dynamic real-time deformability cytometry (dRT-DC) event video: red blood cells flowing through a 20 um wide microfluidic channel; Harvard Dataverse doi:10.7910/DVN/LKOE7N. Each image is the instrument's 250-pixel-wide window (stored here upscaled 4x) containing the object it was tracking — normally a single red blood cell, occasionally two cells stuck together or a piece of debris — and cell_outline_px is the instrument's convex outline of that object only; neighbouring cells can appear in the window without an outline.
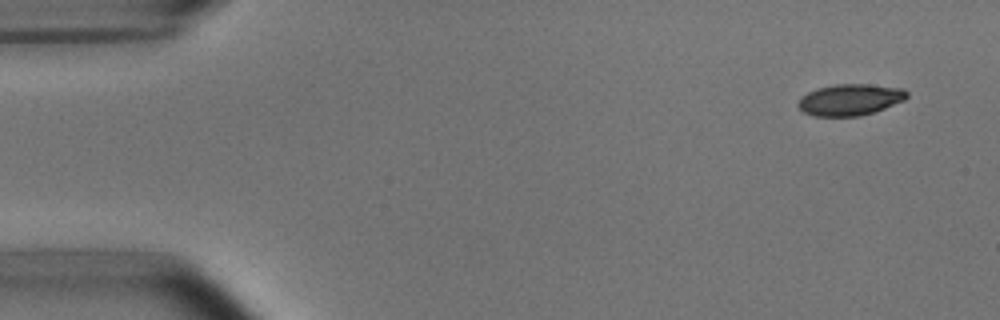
{"species": "common noctule bat (a hibernating species)", "species_latin": "Nyctalus noctula", "temperature_condition": "room temperature", "stored_images_in_passage": 50, "camera_frame_rate_fps": 3000, "um_per_image_px": 0.085, "animal": {"sex": "male", "body_mass_g": 15.6}, "frame": {"image": 1, "passage_image": 1, "time_ms": 0.0, "image_size_px": [1000, 320], "cell_outline_px": [[908, 96], [904, 100], [884, 108], [860, 116], [812, 116], [804, 112], [796, 104], [800, 96], [816, 88], [832, 84], [868, 84], [904, 88], [908, 92]], "centroid_in_image_um": [72.22, 8.46], "position_along_channel_um": 12.8, "area_um2": 20.06}}
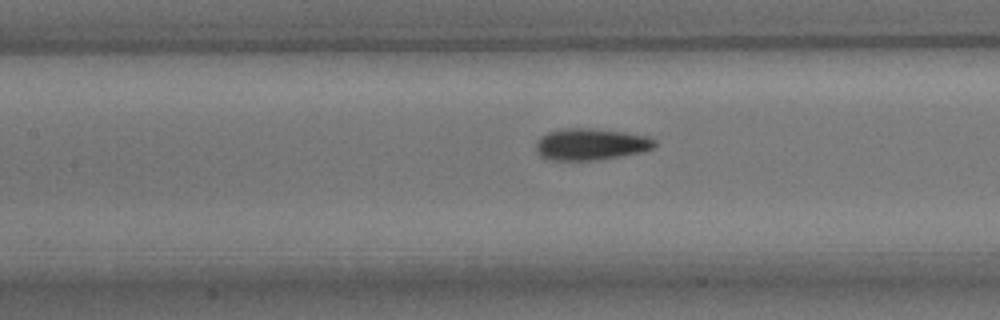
{"frame": {"image": 2, "passage_image": 21, "time_ms": 6.667, "image_size_px": [1000, 320], "cell_outline_px": [[656, 144], [652, 148], [644, 152], [596, 160], [548, 160], [540, 156], [536, 152], [536, 140], [540, 136], [548, 132], [560, 128], [592, 128], [624, 132], [648, 136], [656, 140]], "centroid_in_image_um": [50.19, 12.26], "position_along_channel_um": 157.2, "area_um2": 22.2}}
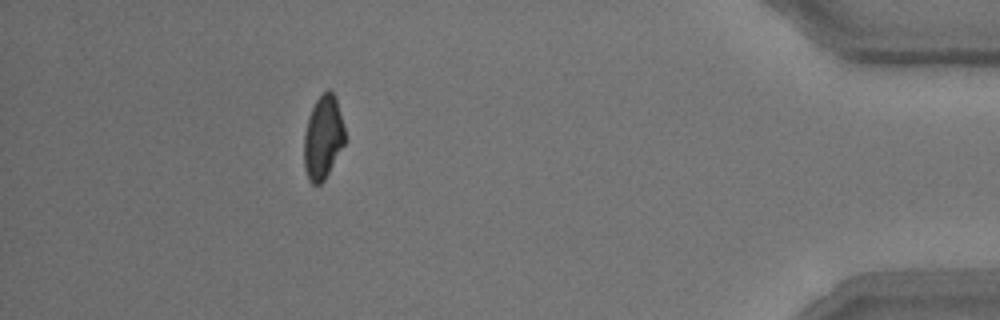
{"frame": {"image": 3, "passage_image": 45, "time_ms": 14.667, "image_size_px": [1000, 320], "cell_outline_px": [[348, 140], [324, 180], [320, 184], [312, 184], [308, 180], [304, 168], [304, 132], [308, 116], [316, 100], [328, 88], [336, 96]], "centroid_in_image_um": [27.48, 11.69], "position_along_channel_um": 407.7, "area_um2": 20.4}, "authors_computed_cell_mechanics": {"area_um2": 20.9525, "velocity_mm_per_s": 3.7937, "shape_relaxation_time_tau1_ms": 3.2148, "shape_relaxation_time_tau2_ms": 2.4999, "deformation_change_tau1": 0.131, "deformation_change_tau2": 0.0683}}